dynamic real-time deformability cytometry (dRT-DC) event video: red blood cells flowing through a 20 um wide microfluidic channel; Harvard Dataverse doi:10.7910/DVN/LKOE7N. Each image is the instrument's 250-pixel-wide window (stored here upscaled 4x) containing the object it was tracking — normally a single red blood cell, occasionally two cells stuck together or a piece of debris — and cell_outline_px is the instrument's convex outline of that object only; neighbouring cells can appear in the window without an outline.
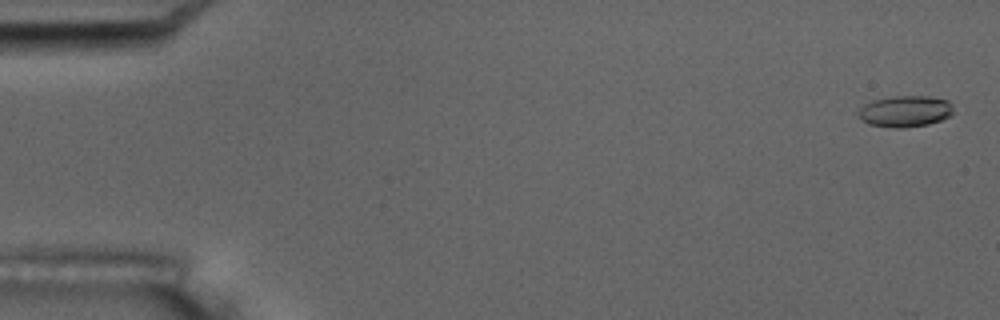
{"species": "common noctule bat (a hibernating species)", "species_latin": "Nyctalus noctula", "temperature_condition": "room temperature", "stored_images_in_passage": 6, "camera_frame_rate_fps": 3000, "um_per_image_px": 0.085, "animal": {"sex": "male", "body_mass_g": 17.5, "forearm_length_mm": 52.3}, "frame": {"image": 1, "passage_image": 1, "time_ms": 0.0, "image_size_px": [1000, 320], "cell_outline_px": [[952, 112], [948, 116], [940, 120], [928, 124], [904, 128], [896, 128], [868, 124], [860, 116], [860, 108], [864, 104], [872, 100], [896, 96], [928, 96], [948, 100], [952, 104]], "centroid_in_image_um": [76.95, 9.45], "position_along_channel_um": 8.0, "area_um2": 17.11}}